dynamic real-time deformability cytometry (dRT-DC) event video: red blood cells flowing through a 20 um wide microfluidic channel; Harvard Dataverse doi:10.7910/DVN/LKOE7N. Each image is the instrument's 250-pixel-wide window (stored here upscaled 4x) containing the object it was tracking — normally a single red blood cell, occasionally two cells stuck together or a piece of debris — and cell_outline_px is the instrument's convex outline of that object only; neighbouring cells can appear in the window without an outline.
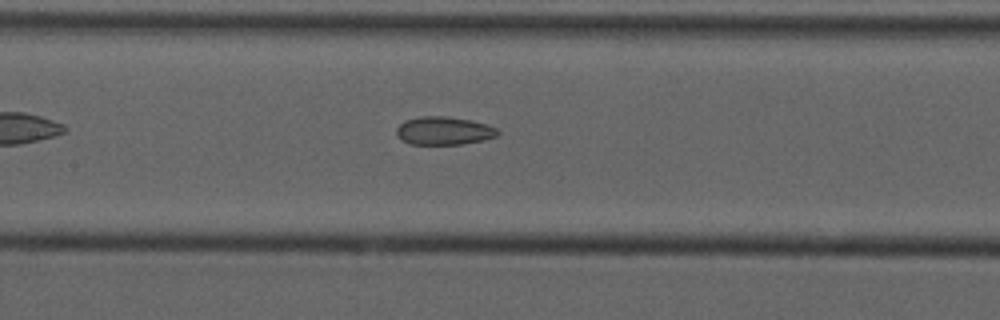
{"species": "common noctule bat (a hibernating species)", "species_latin": "Nyctalus noctula", "temperature_condition": "cold", "stored_images_in_passage": 7, "camera_frame_rate_fps": 3000, "um_per_image_px": 0.085, "animal": {"sex": "male", "forearm_length_mm": 52.5}, "frame": {"image": 1, "passage_image": 7, "time_ms": 7.0, "image_size_px": [1000, 320], "cell_outline_px": [[500, 132], [496, 136], [484, 140], [460, 144], [408, 144], [396, 136], [396, 128], [404, 120], [420, 116], [448, 116], [472, 120], [496, 128]], "centroid_in_image_um": [37.69, 11.11], "position_along_channel_um": 169.7, "area_um2": 16.7}}